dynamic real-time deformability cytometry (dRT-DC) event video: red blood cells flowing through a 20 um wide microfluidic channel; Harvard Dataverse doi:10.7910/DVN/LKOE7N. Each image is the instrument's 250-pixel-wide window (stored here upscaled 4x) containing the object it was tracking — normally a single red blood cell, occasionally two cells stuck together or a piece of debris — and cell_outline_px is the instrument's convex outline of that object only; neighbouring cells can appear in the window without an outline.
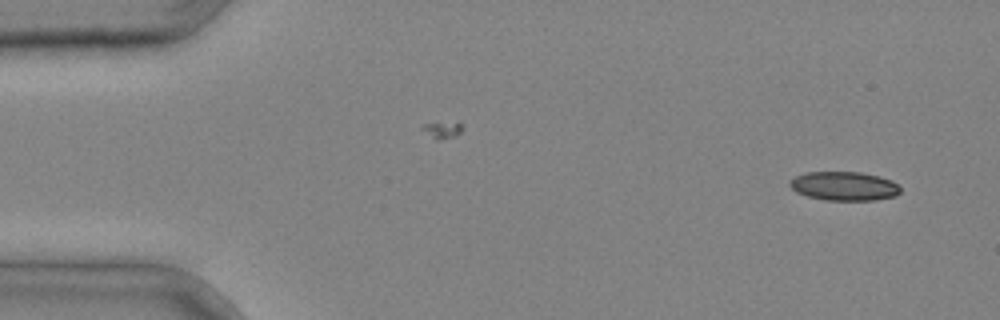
{"species": "common noctule bat (a hibernating species)", "species_latin": "Nyctalus noctula", "temperature_condition": "cold", "stored_images_in_passage": 3, "camera_frame_rate_fps": 3000, "um_per_image_px": 0.085, "animal": {"sex": "male", "body_mass_g": 20.4}, "frame": {"image": 1, "passage_image": 3, "time_ms": 0.667, "image_size_px": [1000, 320], "cell_outline_px": [[900, 192], [896, 196], [876, 200], [824, 200], [808, 196], [796, 192], [788, 184], [788, 180], [804, 172], [860, 172], [880, 176], [892, 180], [900, 188]], "centroid_in_image_um": [71.74, 15.81], "position_along_channel_um": 13.3, "area_um2": 18.79}}